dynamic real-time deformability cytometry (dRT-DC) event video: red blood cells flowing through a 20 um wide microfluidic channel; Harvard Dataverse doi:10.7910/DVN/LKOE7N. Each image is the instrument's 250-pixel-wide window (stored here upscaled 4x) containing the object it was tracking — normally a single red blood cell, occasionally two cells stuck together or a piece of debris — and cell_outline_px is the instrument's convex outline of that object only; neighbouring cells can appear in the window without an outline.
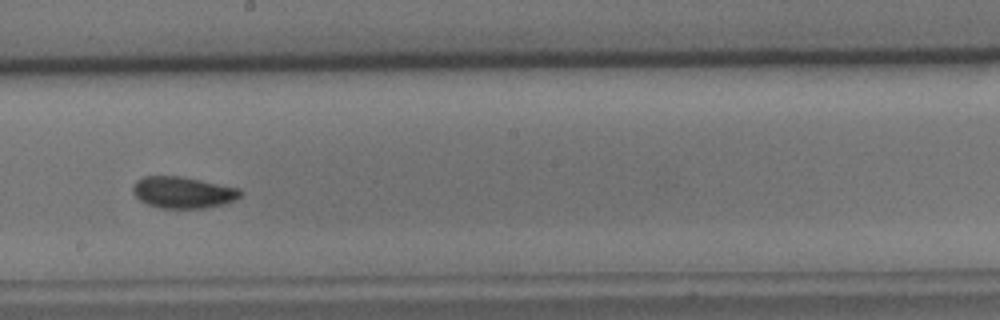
{"species": "common noctule bat (a hibernating species)", "species_latin": "Nyctalus noctula", "temperature_condition": "cold", "stored_images_in_passage": 52, "camera_frame_rate_fps": 3000, "um_per_image_px": 0.085, "animal": {"sex": "male", "body_mass_g": 15.6}, "frame": {"image": 1, "passage_image": 35, "time_ms": 11.333, "image_size_px": [1000, 320], "cell_outline_px": [[244, 192], [236, 200], [224, 204], [204, 208], [160, 208], [148, 204], [140, 200], [132, 192], [132, 184], [136, 180], [144, 176], [180, 176], [240, 188]], "centroid_in_image_um": [15.56, 16.35], "position_along_channel_um": 232.6, "area_um2": 19.88}}
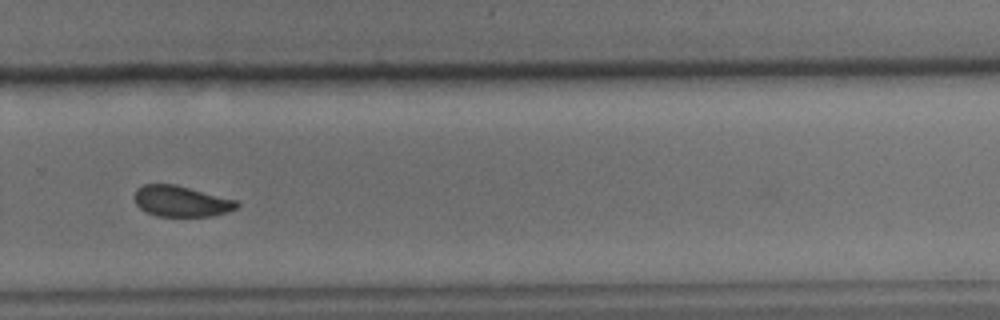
{"frame": {"image": 2, "passage_image": 42, "time_ms": 13.667, "image_size_px": [1000, 320], "cell_outline_px": [[240, 204], [236, 208], [228, 212], [212, 216], [156, 216], [144, 212], [136, 204], [136, 188], [144, 184], [176, 184], [236, 200]], "centroid_in_image_um": [15.4, 17.11], "position_along_channel_um": 314.4, "area_um2": 18.44}}
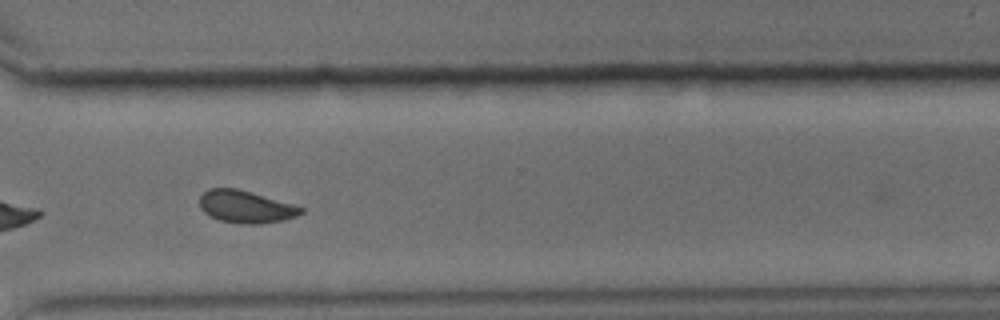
{"frame": {"image": 3, "passage_image": 45, "time_ms": 14.667, "image_size_px": [1000, 320], "cell_outline_px": [[304, 212], [296, 216], [284, 220], [260, 224], [240, 224], [220, 220], [204, 212], [200, 208], [200, 196], [208, 188], [236, 188], [292, 204], [304, 208]], "centroid_in_image_um": [20.88, 17.58], "position_along_channel_um": 349.7, "area_um2": 18.96}, "authors_computed_cell_mechanics": {"area_um2": 19.9121, "velocity_mm_per_s": 3.5159, "shape_relaxation_time_tau1_ms": 5.6402, "shape_relaxation_time_tau2_ms": 3.2806, "deformation_change_tau1": 0.1037, "deformation_change_tau2": 0.0756}}